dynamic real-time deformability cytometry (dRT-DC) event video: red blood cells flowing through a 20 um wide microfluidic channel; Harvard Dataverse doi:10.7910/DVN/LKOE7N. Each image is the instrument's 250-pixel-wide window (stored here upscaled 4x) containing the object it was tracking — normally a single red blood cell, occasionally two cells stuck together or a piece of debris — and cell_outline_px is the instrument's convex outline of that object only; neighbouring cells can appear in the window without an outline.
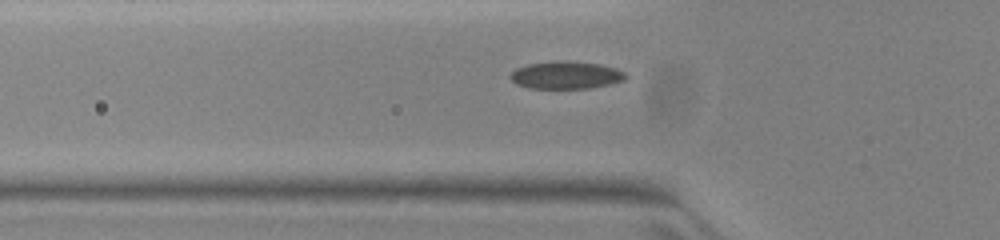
{"species": "common noctule bat (a hibernating species)", "species_latin": "Nyctalus noctula", "temperature_condition": "warm", "stored_images_in_passage": 39, "camera_frame_rate_fps": 3000, "um_per_image_px": 0.085, "animal": {"sex": "female", "body_mass_g": 23.0, "forearm_length_mm": 53.4}, "frame": {"image": 1, "passage_image": 8, "time_ms": 2.333, "image_size_px": [1000, 240], "cell_outline_px": [[628, 76], [624, 80], [608, 84], [588, 88], [528, 88], [516, 84], [508, 76], [516, 68], [528, 64], [556, 60], [564, 60], [600, 64], [616, 68], [624, 72]], "centroid_in_image_um": [48.09, 6.37], "position_along_channel_um": 77.7, "area_um2": 18.55}}
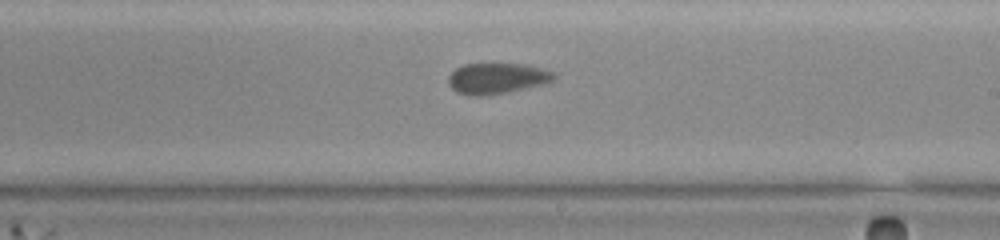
{"frame": {"image": 2, "passage_image": 21, "time_ms": 6.667, "image_size_px": [1000, 240], "cell_outline_px": [[556, 76], [548, 84], [508, 92], [480, 96], [476, 96], [456, 92], [448, 84], [448, 76], [456, 68], [464, 64], [524, 64], [540, 68], [552, 72]], "centroid_in_image_um": [42.24, 6.67], "position_along_channel_um": 246.8, "area_um2": 18.96}}
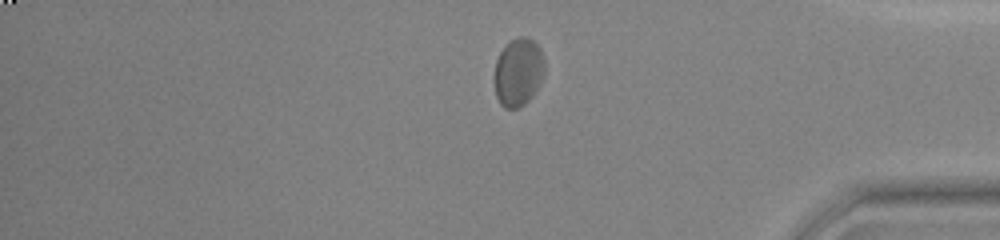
{"frame": {"image": 3, "passage_image": 34, "time_ms": 11.0, "image_size_px": [1000, 240], "cell_outline_px": [[544, 76], [540, 84], [532, 96], [520, 108], [504, 108], [500, 104], [496, 96], [492, 80], [492, 76], [496, 60], [500, 52], [516, 36], [524, 36], [532, 40], [540, 48], [544, 60]], "centroid_in_image_um": [44.03, 6.15], "position_along_channel_um": 391.2, "area_um2": 20.29}, "authors_computed_cell_mechanics": {"area_um2": 19.1896, "velocity_mm_per_s": 3.8983, "shape_relaxation_time_tau1_ms": 5.0308, "shape_relaxation_time_tau2_ms": 1.0727, "deformation_change_tau1": 0.0951, "deformation_change_tau2": 0.0456}}